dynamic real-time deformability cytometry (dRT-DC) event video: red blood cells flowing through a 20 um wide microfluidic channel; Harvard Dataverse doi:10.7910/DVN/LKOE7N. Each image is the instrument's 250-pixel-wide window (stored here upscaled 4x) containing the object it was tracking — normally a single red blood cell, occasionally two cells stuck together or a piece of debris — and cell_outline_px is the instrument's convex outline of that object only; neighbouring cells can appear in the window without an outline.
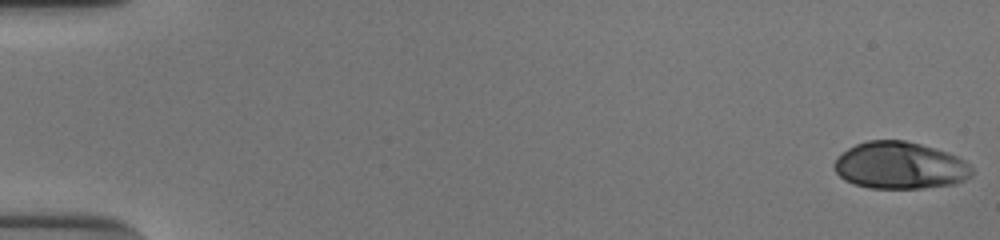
{"species": "human", "species_latin": "Homo sapiens", "temperature_condition": "cold", "stored_images_in_passage": 53, "camera_frame_rate_fps": 3000, "um_per_image_px": 0.085, "donor": {"sex": "male"}, "frame": {"image": 1, "passage_image": 1, "time_ms": 0.0, "image_size_px": [1000, 240], "cell_outline_px": [[972, 176], [956, 184], [924, 188], [872, 188], [852, 184], [844, 180], [836, 172], [832, 164], [848, 148], [856, 144], [868, 140], [904, 140], [920, 144], [948, 152], [964, 160], [972, 168]], "centroid_in_image_um": [76.5, 14.07], "position_along_channel_um": 8.5, "area_um2": 37.8}}
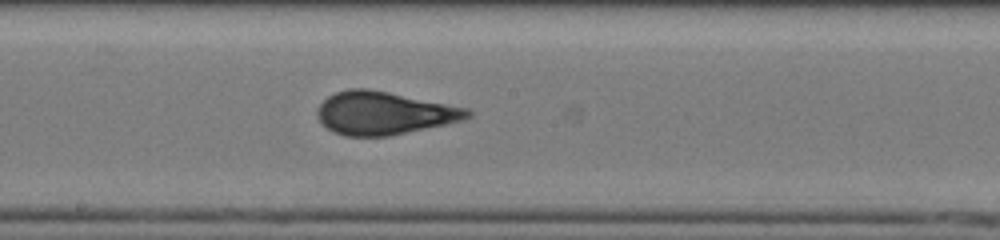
{"frame": {"image": 2, "passage_image": 30, "time_ms": 9.667, "image_size_px": [1000, 240], "cell_outline_px": [[472, 116], [464, 120], [388, 136], [344, 136], [332, 132], [316, 116], [316, 108], [328, 96], [336, 92], [348, 88], [368, 88], [468, 108], [472, 112]], "centroid_in_image_um": [32.61, 9.61], "position_along_channel_um": 215.6, "area_um2": 37.51}}
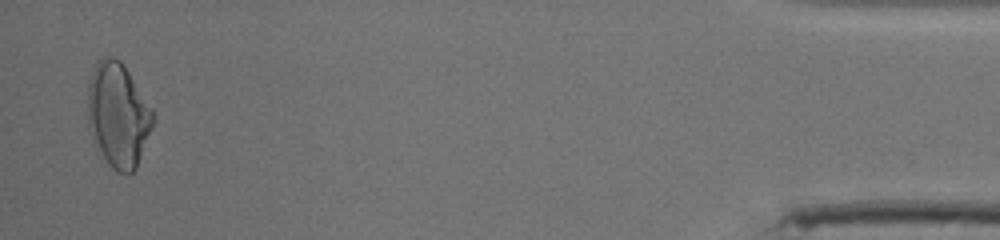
{"frame": {"image": 3, "passage_image": 52, "time_ms": 17.0, "image_size_px": [1000, 240], "cell_outline_px": [[156, 120], [136, 168], [128, 176], [124, 176], [116, 172], [96, 152], [88, 128], [88, 80], [96, 60], [104, 56], [112, 56], [120, 60], [124, 64], [152, 108], [156, 116]], "centroid_in_image_um": [10.03, 9.8], "position_along_channel_um": 425.2, "area_um2": 40.98}, "authors_computed_cell_mechanics": {"area_um2": 37.281, "velocity_mm_per_s": 3.9081, "shape_relaxation_time_tau1_ms": 5.4489, "shape_relaxation_time_tau2_ms": null, "deformation_change_tau1": 0.2084, "deformation_change_tau2": null}}